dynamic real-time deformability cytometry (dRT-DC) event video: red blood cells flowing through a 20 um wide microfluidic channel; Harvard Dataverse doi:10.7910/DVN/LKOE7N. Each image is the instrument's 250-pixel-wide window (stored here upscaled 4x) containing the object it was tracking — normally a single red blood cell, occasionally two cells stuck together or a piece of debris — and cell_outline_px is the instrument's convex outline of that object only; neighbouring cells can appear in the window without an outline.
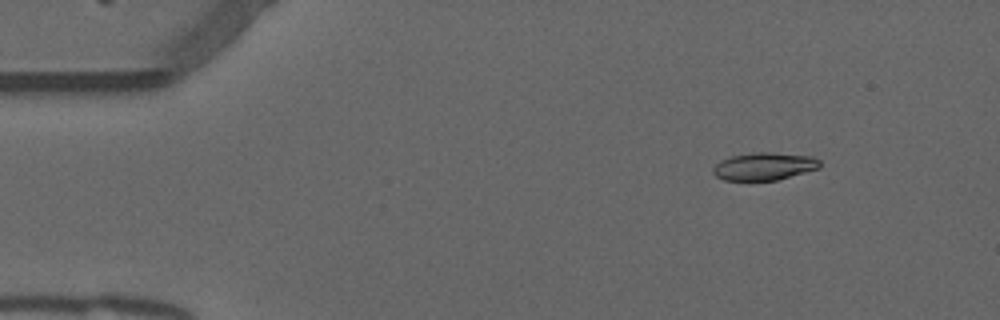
{"species": "common noctule bat (a hibernating species)", "species_latin": "Nyctalus noctula", "temperature_condition": "warm", "stored_images_in_passage": 49, "camera_frame_rate_fps": 3000, "um_per_image_px": 0.085, "animal": {"sex": "male", "forearm_length_mm": 52.5}, "frame": {"image": 1, "passage_image": 1, "time_ms": 0.0, "image_size_px": [1000, 320], "cell_outline_px": [[820, 168], [776, 180], [724, 180], [716, 176], [712, 172], [712, 168], [720, 160], [732, 156], [752, 152], [772, 152], [812, 156], [820, 160]], "centroid_in_image_um": [64.95, 14.13], "position_along_channel_um": 20.1, "area_um2": 17.22}}
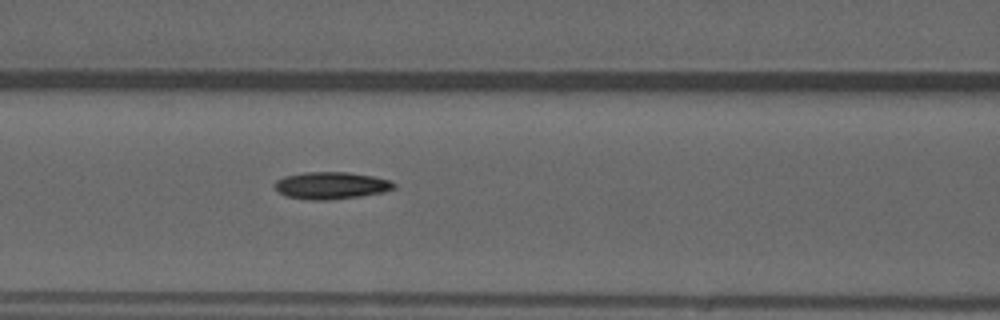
{"frame": {"image": 2, "passage_image": 17, "time_ms": 5.333, "image_size_px": [1000, 320], "cell_outline_px": [[396, 188], [384, 192], [360, 196], [328, 200], [312, 200], [288, 196], [280, 192], [276, 188], [276, 180], [284, 176], [304, 172], [348, 172], [372, 176], [388, 180], [396, 184]], "centroid_in_image_um": [28.18, 15.76], "position_along_channel_um": 138.4, "area_um2": 18.67}}
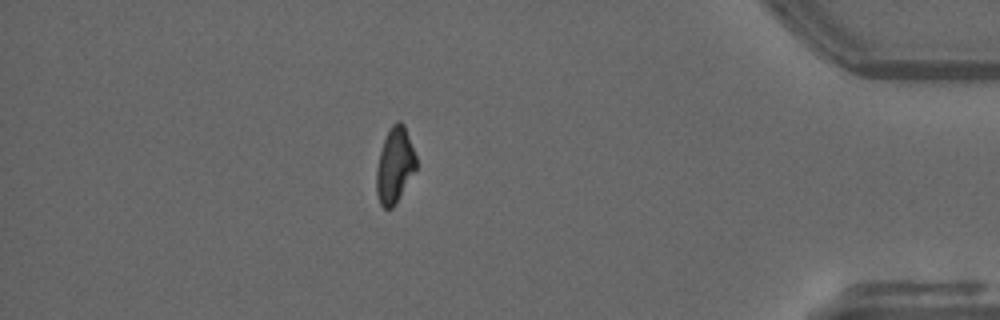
{"frame": {"image": 3, "passage_image": 41, "time_ms": 13.333, "image_size_px": [1000, 320], "cell_outline_px": [[416, 168], [392, 208], [384, 208], [380, 204], [376, 192], [376, 168], [380, 152], [388, 128], [396, 120], [400, 120], [404, 124], [416, 156]], "centroid_in_image_um": [33.53, 14.0], "position_along_channel_um": 401.7, "area_um2": 17.28}, "authors_computed_cell_mechanics": {"area_um2": 18.0336, "velocity_mm_per_s": 3.8465, "shape_relaxation_time_tau1_ms": null, "shape_relaxation_time_tau2_ms": 6.3901, "deformation_change_tau1": null, "deformation_change_tau2": 0.1408}}